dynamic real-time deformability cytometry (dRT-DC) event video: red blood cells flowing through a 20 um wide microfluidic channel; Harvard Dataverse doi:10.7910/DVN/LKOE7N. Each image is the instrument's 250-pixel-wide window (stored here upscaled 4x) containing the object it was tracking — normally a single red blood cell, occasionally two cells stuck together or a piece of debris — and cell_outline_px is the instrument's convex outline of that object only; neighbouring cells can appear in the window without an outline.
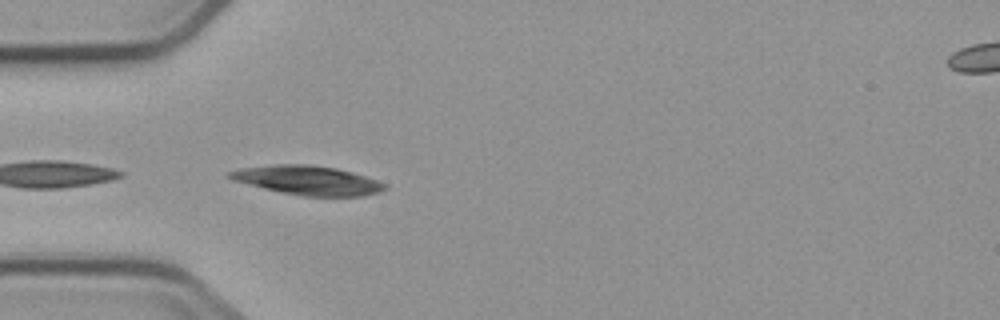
{"species": "common noctule bat (a hibernating species)", "species_latin": "Nyctalus noctula", "temperature_condition": "cold", "stored_images_in_passage": 5, "camera_frame_rate_fps": 3000, "um_per_image_px": 0.085, "animal": {"sex": "male", "body_mass_g": 23.1, "forearm_length_mm": 52.7}, "frame": {"image": 1, "passage_image": 5, "time_ms": 4.667, "image_size_px": [1000, 320], "cell_outline_px": [[388, 188], [376, 192], [360, 196], [304, 196], [280, 192], [232, 180], [224, 176], [228, 172], [240, 168], [276, 164], [308, 164], [336, 168], [352, 172], [376, 180], [384, 184]], "centroid_in_image_um": [26.09, 15.32], "position_along_channel_um": 58.9, "area_um2": 26.13}}